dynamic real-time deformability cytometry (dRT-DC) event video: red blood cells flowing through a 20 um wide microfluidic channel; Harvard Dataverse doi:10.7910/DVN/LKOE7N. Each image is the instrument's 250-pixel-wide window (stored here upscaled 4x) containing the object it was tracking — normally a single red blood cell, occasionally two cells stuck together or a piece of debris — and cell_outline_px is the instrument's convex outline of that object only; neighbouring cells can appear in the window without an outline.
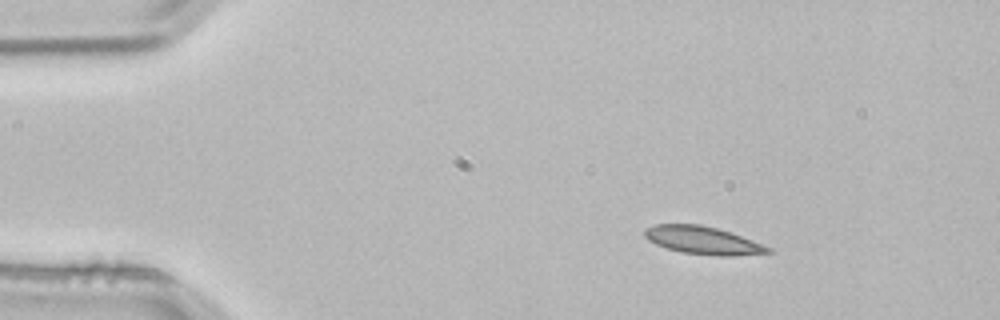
{"species": "common noctule bat (a hibernating species)", "species_latin": "Nyctalus noctula", "temperature_condition": "room temperature", "stored_images_in_passage": 3, "camera_frame_rate_fps": 3000, "um_per_image_px": 0.085, "animal": {"sex": "male", "body_mass_g": 21.5, "forearm_length_mm": 52.0}, "frame": {"image": 1, "passage_image": 1, "time_ms": 0.0, "image_size_px": [1000, 320], "cell_outline_px": [[772, 252], [732, 256], [720, 256], [684, 252], [668, 248], [656, 244], [648, 240], [644, 236], [644, 228], [656, 224], [700, 224], [716, 228], [740, 236], [772, 248]], "centroid_in_image_um": [59.7, 20.42], "position_along_channel_um": 25.3, "area_um2": 19.65}}
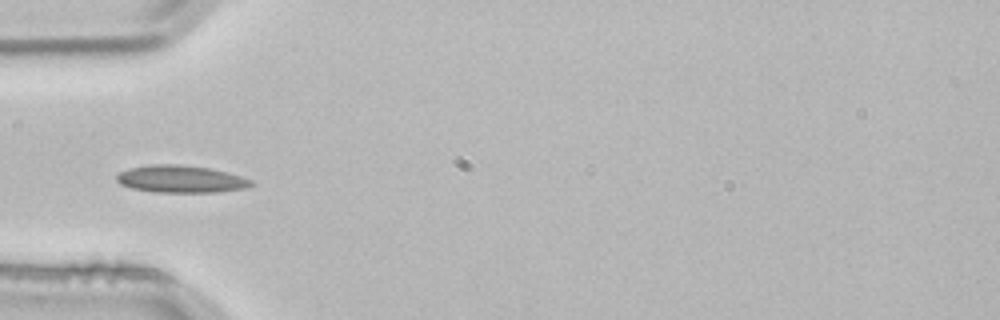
{"frame": {"image": 2, "passage_image": 3, "time_ms": 0.667, "image_size_px": [1000, 320], "cell_outline_px": [[256, 184], [244, 188], [216, 192], [152, 192], [132, 188], [120, 184], [116, 180], [116, 176], [120, 172], [128, 168], [148, 164], [176, 164], [208, 168], [228, 172], [252, 180]], "centroid_in_image_um": [15.35, 15.21], "position_along_channel_um": 69.7, "area_um2": 21.44}}